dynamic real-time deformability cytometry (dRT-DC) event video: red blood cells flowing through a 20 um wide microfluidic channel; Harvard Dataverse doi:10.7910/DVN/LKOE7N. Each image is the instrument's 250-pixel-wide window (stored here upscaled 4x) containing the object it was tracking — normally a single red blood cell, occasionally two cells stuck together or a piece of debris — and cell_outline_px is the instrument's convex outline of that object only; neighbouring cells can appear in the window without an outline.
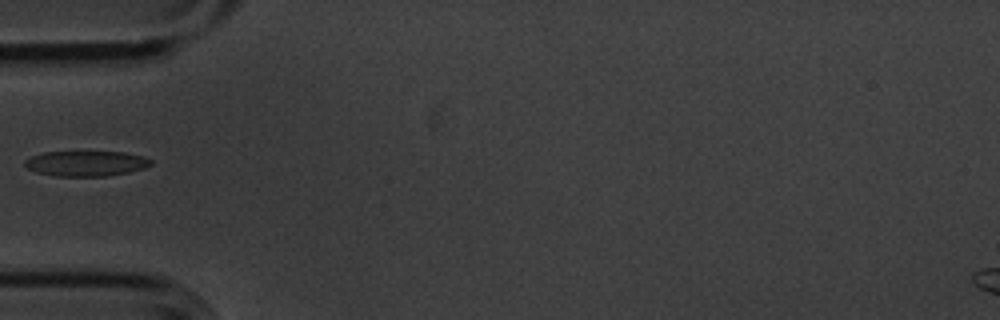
{"species": "common noctule bat (a hibernating species)", "species_latin": "Nyctalus noctula", "temperature_condition": "cold", "stored_images_in_passage": 7, "camera_frame_rate_fps": 3000, "um_per_image_px": 0.085, "animal": {"sex": "male", "body_mass_g": 20.1, "forearm_length_mm": 53.5}, "frame": {"image": 1, "passage_image": 7, "time_ms": 2.0, "image_size_px": [1000, 320], "cell_outline_px": [[152, 164], [144, 168], [128, 172], [108, 176], [56, 176], [36, 172], [28, 168], [24, 164], [24, 160], [32, 156], [44, 152], [124, 152], [144, 156], [152, 160]], "centroid_in_image_um": [7.33, 13.89], "position_along_channel_um": 77.7, "area_um2": 18.55}}